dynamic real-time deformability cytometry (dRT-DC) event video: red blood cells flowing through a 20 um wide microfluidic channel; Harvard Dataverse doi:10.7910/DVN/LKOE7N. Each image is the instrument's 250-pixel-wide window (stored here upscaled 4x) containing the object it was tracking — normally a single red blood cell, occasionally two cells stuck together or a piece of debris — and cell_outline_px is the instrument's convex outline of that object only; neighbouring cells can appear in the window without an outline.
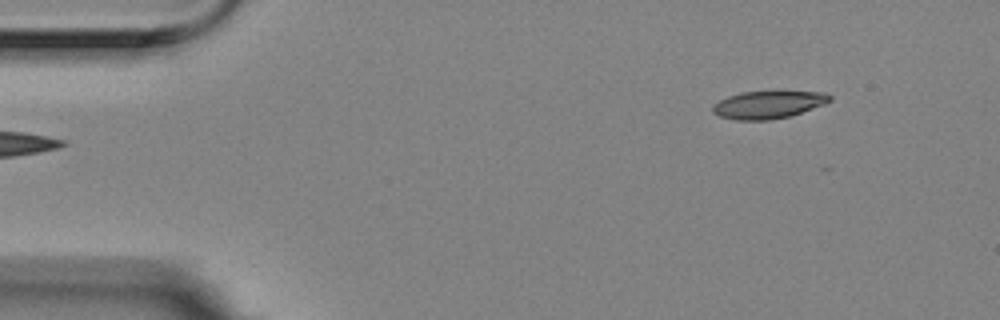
{"species": "Egyptian fruit bat (a non-hibernating species)", "species_latin": "Rousettus aegyptiacus", "temperature_condition": "room temperature", "stored_images_in_passage": 3, "camera_frame_rate_fps": 3000, "um_per_image_px": 0.085, "animal": {"sex": "female"}, "frame": {"image": 1, "passage_image": 1, "time_ms": 0.0, "image_size_px": [1000, 320], "cell_outline_px": [[832, 100], [824, 104], [788, 116], [768, 120], [736, 120], [720, 116], [712, 112], [712, 104], [728, 96], [740, 92], [776, 88], [824, 92], [832, 96]], "centroid_in_image_um": [65.32, 8.82], "position_along_channel_um": 19.7, "area_um2": 19.77}}
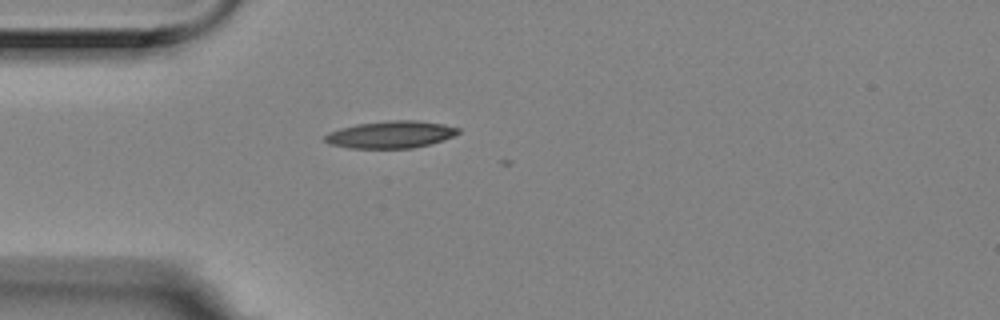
{"frame": {"image": 2, "passage_image": 3, "time_ms": 0.667, "image_size_px": [1000, 320], "cell_outline_px": [[460, 132], [444, 140], [412, 148], [348, 148], [328, 144], [324, 140], [324, 136], [328, 132], [340, 128], [356, 124], [388, 120], [416, 120], [444, 124], [460, 128]], "centroid_in_image_um": [33.18, 11.43], "position_along_channel_um": 51.8, "area_um2": 21.21}}